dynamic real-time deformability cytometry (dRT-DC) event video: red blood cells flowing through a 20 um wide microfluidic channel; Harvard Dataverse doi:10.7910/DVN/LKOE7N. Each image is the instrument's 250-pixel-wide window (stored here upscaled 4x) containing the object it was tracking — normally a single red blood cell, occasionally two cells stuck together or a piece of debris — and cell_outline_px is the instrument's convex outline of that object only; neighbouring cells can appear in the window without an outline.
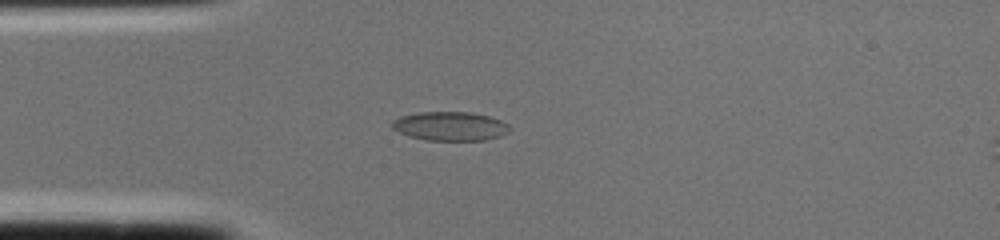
{"species": "common noctule bat (a hibernating species)", "species_latin": "Nyctalus noctula", "temperature_condition": "cold", "stored_images_in_passage": 2, "segment_of_instrument_passage": [1, 2], "camera_frame_rate_fps": 3000, "um_per_image_px": 0.085, "animal": {"sex": "female", "body_mass_g": 22.0, "forearm_length_mm": 56.7}, "frame": {"image": 1, "passage_image": 1, "time_ms": 0.0, "image_size_px": [1000, 240], "cell_outline_px": [[512, 128], [508, 132], [500, 136], [488, 140], [428, 140], [408, 136], [392, 128], [392, 120], [400, 116], [420, 112], [468, 112], [488, 116], [500, 120], [508, 124]], "centroid_in_image_um": [38.27, 10.73], "position_along_channel_um": 46.7, "area_um2": 19.83}}